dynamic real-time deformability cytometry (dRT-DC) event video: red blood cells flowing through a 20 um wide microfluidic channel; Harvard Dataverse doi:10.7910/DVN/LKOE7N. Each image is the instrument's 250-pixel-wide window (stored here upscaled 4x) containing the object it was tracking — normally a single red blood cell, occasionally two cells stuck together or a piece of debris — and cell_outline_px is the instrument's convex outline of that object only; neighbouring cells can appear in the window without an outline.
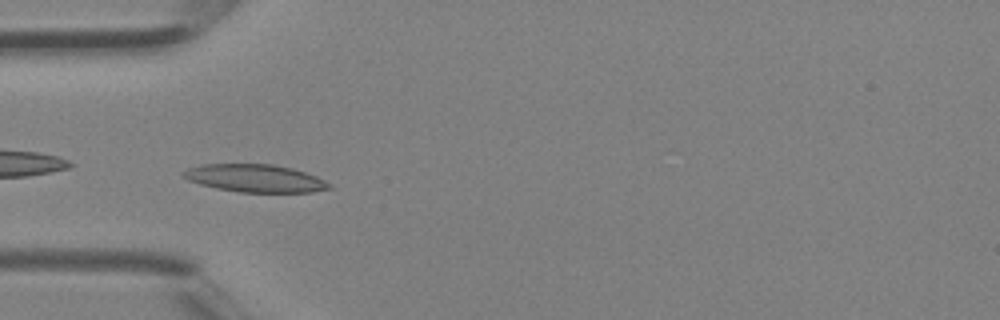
{"species": "Egyptian fruit bat (a non-hibernating species)", "species_latin": "Rousettus aegyptiacus", "temperature_condition": "room temperature", "stored_images_in_passage": 40, "camera_frame_rate_fps": 3000, "um_per_image_px": 0.085, "animal": {"sex": "female"}, "frame": {"image": 1, "passage_image": 12, "time_ms": 3.667, "image_size_px": [1000, 320], "cell_outline_px": [[332, 188], [312, 192], [240, 192], [216, 188], [200, 184], [188, 180], [180, 176], [180, 172], [188, 168], [200, 164], [272, 164], [292, 168], [316, 176], [332, 184]], "centroid_in_image_um": [21.65, 15.15], "position_along_channel_um": 63.4, "area_um2": 23.7}}